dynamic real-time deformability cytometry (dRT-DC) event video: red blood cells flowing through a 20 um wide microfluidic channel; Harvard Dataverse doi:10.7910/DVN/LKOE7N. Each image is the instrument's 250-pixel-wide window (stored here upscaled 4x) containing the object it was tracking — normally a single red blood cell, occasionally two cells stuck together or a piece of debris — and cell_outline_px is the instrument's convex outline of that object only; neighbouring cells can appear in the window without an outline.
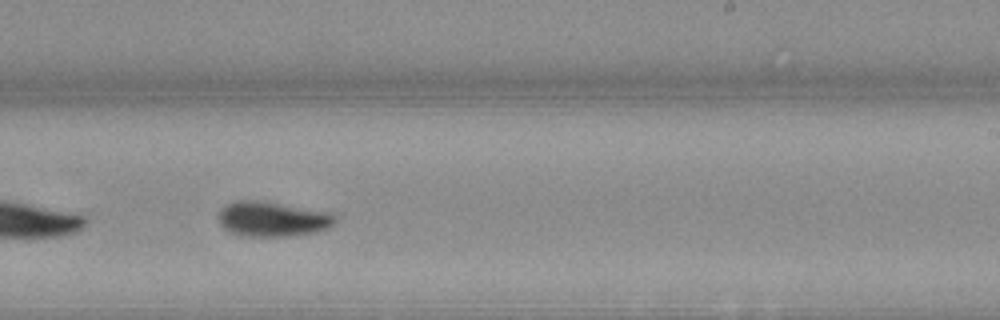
{"species": "Egyptian fruit bat (a non-hibernating species)", "species_latin": "Rousettus aegyptiacus", "temperature_condition": "warm", "stored_images_in_passage": 35, "camera_frame_rate_fps": 3000, "um_per_image_px": 0.085, "animal": {"sex": "female"}, "frame": {"image": 1, "passage_image": 16, "time_ms": 5.0, "image_size_px": [1000, 320], "cell_outline_px": [[336, 224], [328, 228], [316, 232], [288, 236], [248, 236], [228, 232], [220, 224], [220, 208], [236, 200], [256, 200], [328, 212], [336, 216]], "centroid_in_image_um": [23.16, 18.63], "position_along_channel_um": 265.8, "area_um2": 23.52}}
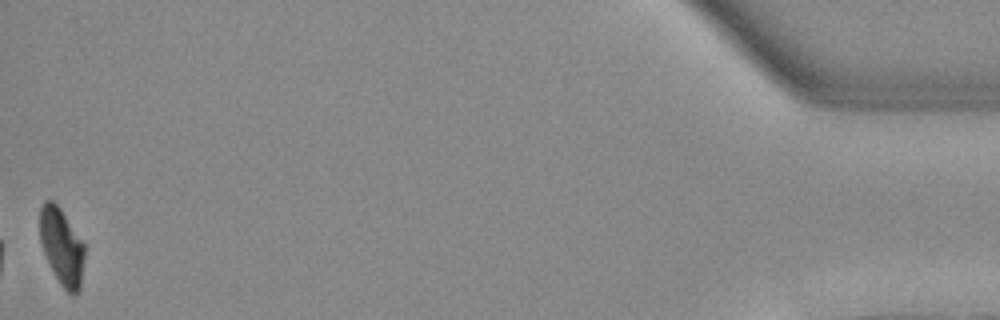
{"frame": {"image": 2, "passage_image": 35, "time_ms": 11.333, "image_size_px": [1000, 320], "cell_outline_px": [[84, 256], [80, 288], [76, 292], [68, 292], [60, 284], [44, 252], [40, 240], [40, 208], [44, 200], [52, 200], [60, 208], [84, 244]], "centroid_in_image_um": [5.24, 20.92], "position_along_channel_um": 430.0, "area_um2": 19.42}, "authors_computed_cell_mechanics": {"area_um2": 22.253, "velocity_mm_per_s": 4.0077, "shape_relaxation_time_tau1_ms": 3.3976, "shape_relaxation_time_tau2_ms": 7.8665, "deformation_change_tau1": 0.1684, "deformation_change_tau2": 0.1301}}